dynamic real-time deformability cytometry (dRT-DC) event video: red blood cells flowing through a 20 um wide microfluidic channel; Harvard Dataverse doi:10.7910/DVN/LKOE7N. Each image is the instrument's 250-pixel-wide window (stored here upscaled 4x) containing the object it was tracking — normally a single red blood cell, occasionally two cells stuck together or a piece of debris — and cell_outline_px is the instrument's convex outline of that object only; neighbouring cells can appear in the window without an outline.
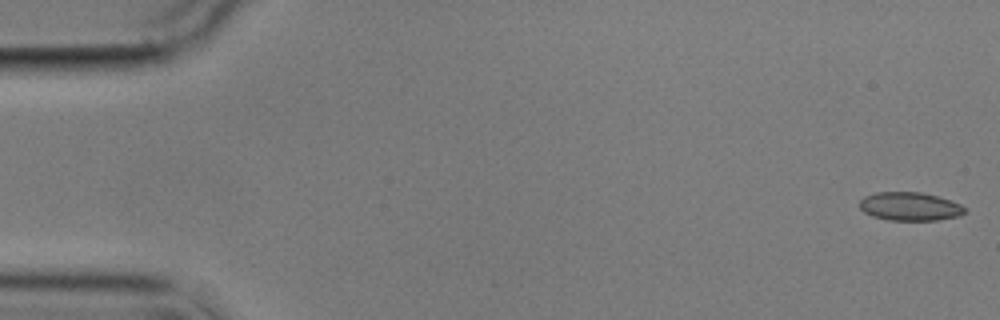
{"species": "common noctule bat (a hibernating species)", "species_latin": "Nyctalus noctula", "temperature_condition": "cold", "stored_images_in_passage": 5, "camera_frame_rate_fps": 3000, "um_per_image_px": 0.085, "animal": {"sex": "male", "body_mass_g": 17.9}, "frame": {"image": 1, "passage_image": 1, "time_ms": 0.0, "image_size_px": [1000, 320], "cell_outline_px": [[968, 212], [960, 216], [936, 220], [888, 220], [872, 216], [864, 212], [860, 208], [860, 200], [864, 196], [876, 192], [920, 192], [936, 196], [960, 204], [968, 208]], "centroid_in_image_um": [77.36, 17.55], "position_along_channel_um": 7.6, "area_um2": 17.51}}
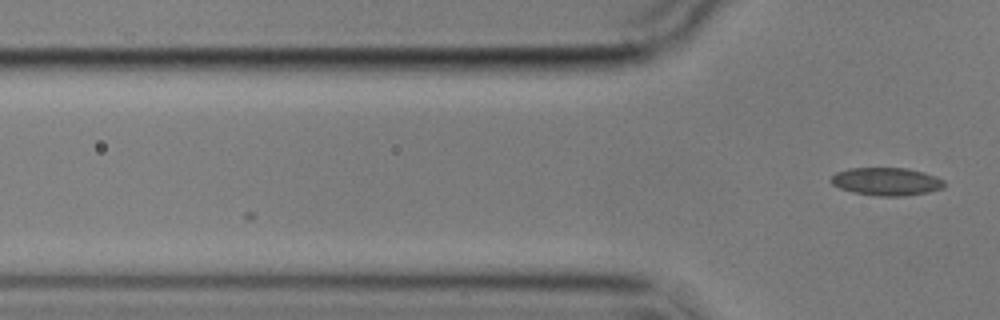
{"frame": {"image": 2, "passage_image": 5, "time_ms": 4.667, "image_size_px": [1000, 320], "cell_outline_px": [[944, 184], [940, 188], [928, 192], [904, 196], [880, 196], [852, 192], [840, 188], [832, 184], [828, 180], [836, 172], [848, 168], [908, 168], [924, 172], [936, 176], [944, 180]], "centroid_in_image_um": [75.31, 15.42], "position_along_channel_um": 50.5, "area_um2": 18.44}}